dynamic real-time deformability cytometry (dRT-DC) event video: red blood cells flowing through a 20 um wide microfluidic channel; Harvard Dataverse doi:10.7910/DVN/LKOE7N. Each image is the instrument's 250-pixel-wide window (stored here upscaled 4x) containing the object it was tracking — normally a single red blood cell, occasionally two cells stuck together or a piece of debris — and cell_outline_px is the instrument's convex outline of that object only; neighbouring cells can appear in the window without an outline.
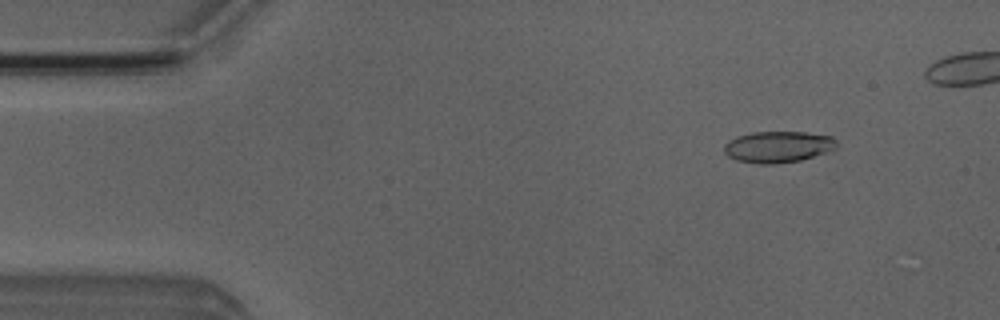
{"species": "Egyptian fruit bat (a non-hibernating species)", "species_latin": "Rousettus aegyptiacus", "temperature_condition": "room temperature", "stored_images_in_passage": 5, "camera_frame_rate_fps": 3000, "um_per_image_px": 0.085, "animal": {"sex": "male"}, "frame": {"image": 1, "passage_image": 2, "time_ms": 1.333, "image_size_px": [1000, 320], "cell_outline_px": [[836, 148], [800, 160], [776, 164], [760, 164], [736, 160], [728, 156], [724, 152], [724, 144], [728, 140], [736, 136], [752, 132], [804, 132], [832, 136], [836, 140]], "centroid_in_image_um": [66.08, 12.47], "position_along_channel_um": 18.9, "area_um2": 20.52}}